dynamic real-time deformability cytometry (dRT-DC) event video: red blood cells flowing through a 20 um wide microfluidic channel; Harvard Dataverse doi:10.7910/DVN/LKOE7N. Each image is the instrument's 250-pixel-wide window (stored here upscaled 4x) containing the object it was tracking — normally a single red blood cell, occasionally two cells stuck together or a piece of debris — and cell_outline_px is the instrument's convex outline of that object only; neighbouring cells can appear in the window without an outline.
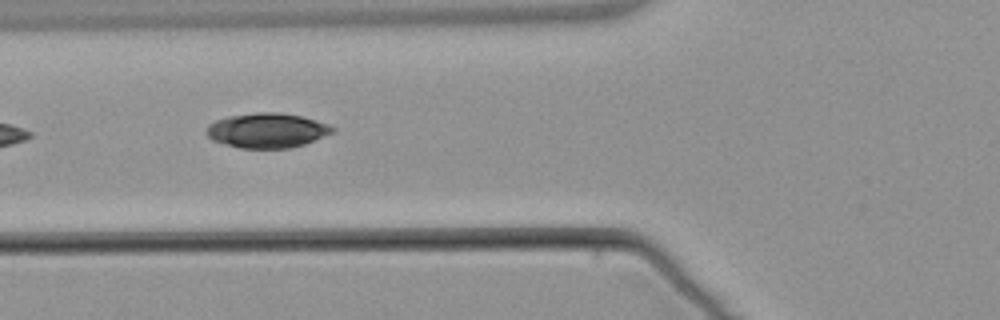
{"species": "common noctule bat (a hibernating species)", "species_latin": "Nyctalus noctula", "temperature_condition": "warm", "stored_images_in_passage": 4, "camera_frame_rate_fps": 3000, "um_per_image_px": 0.085, "animal": {"sex": "male", "body_mass_g": 21.5, "forearm_length_mm": 52.0}, "frame": {"image": 1, "passage_image": 2, "time_ms": 1.333, "image_size_px": [1000, 320], "cell_outline_px": [[336, 128], [332, 132], [304, 144], [292, 148], [240, 148], [212, 140], [204, 132], [208, 124], [216, 120], [228, 116], [256, 112], [276, 112], [300, 116], [316, 120], [328, 124]], "centroid_in_image_um": [22.66, 11.08], "position_along_channel_um": 103.1, "area_um2": 25.43}}